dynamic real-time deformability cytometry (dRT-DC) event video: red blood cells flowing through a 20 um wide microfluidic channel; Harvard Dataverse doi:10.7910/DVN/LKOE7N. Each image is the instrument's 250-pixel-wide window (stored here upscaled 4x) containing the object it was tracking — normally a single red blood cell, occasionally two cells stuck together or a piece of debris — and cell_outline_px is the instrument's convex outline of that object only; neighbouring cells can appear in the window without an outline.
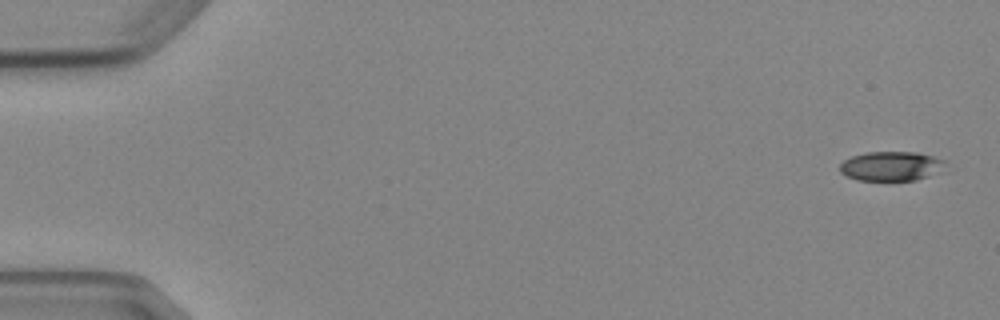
{"species": "Egyptian fruit bat (a non-hibernating species)", "species_latin": "Rousettus aegyptiacus", "temperature_condition": "cold", "stored_images_in_passage": 5, "camera_frame_rate_fps": 3000, "um_per_image_px": 0.085, "animal": {"sex": "female"}, "frame": {"image": 1, "passage_image": 1, "time_ms": 0.0, "image_size_px": [1000, 320], "cell_outline_px": [[948, 160], [944, 172], [916, 180], [856, 180], [840, 172], [840, 164], [844, 160], [852, 156], [864, 152], [916, 152]], "centroid_in_image_um": [75.83, 14.12], "position_along_channel_um": 9.2, "area_um2": 18.44}}
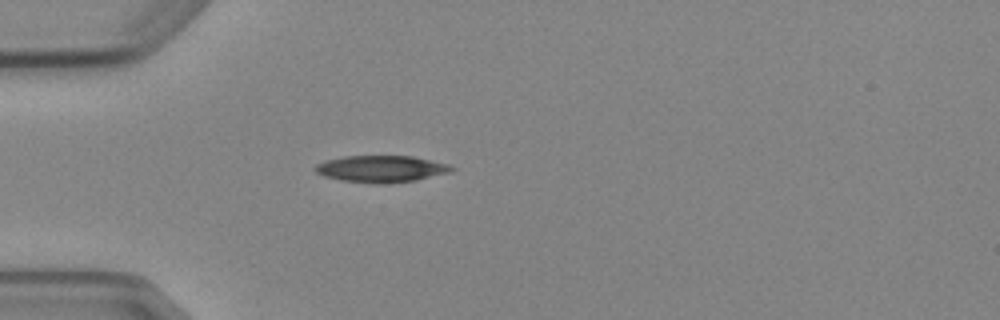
{"frame": {"image": 2, "passage_image": 5, "time_ms": 4.667, "image_size_px": [1000, 320], "cell_outline_px": [[456, 168], [452, 172], [416, 180], [376, 184], [340, 180], [324, 176], [316, 172], [312, 168], [316, 164], [324, 160], [344, 156], [412, 156], [448, 164]], "centroid_in_image_um": [32.38, 14.35], "position_along_channel_um": 52.6, "area_um2": 21.33}}